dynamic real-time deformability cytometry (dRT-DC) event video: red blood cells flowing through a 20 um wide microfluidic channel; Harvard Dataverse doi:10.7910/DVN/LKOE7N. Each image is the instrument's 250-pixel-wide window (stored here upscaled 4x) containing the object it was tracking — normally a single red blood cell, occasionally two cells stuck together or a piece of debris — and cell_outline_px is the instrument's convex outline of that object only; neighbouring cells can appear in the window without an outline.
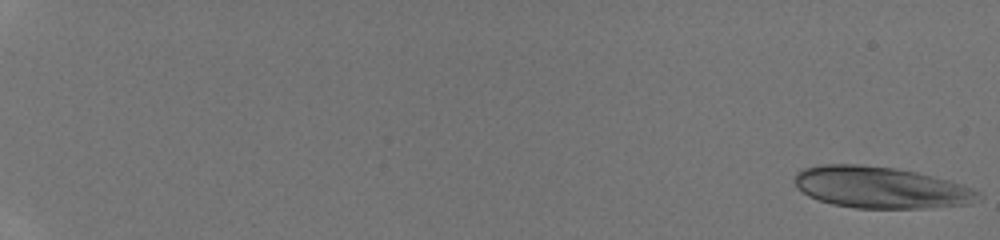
{"species": "human", "species_latin": "Homo sapiens", "temperature_condition": "room temperature", "stored_images_in_passage": 47, "camera_frame_rate_fps": 3000, "um_per_image_px": 0.085, "donor": {"sex": "male"}, "frame": {"image": 1, "passage_image": 1, "time_ms": 0.0, "image_size_px": [1000, 240], "cell_outline_px": [[984, 196], [968, 204], [924, 208], [856, 208], [832, 204], [808, 196], [796, 188], [796, 172], [804, 168], [820, 164], [860, 164], [896, 168], [916, 172], [948, 180], [972, 188], [980, 192]], "centroid_in_image_um": [74.85, 15.93], "position_along_channel_um": 10.2, "area_um2": 44.51}}
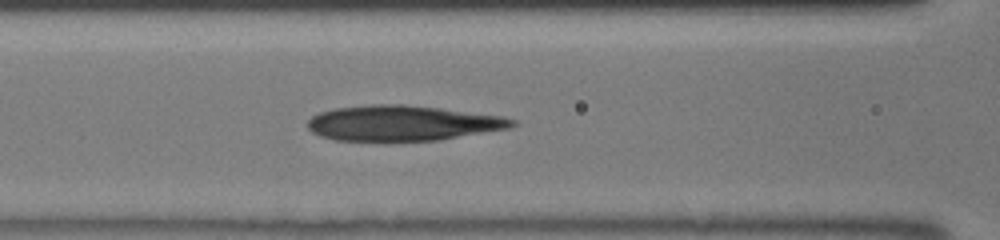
{"frame": {"image": 2, "passage_image": 24, "time_ms": 7.667, "image_size_px": [1000, 240], "cell_outline_px": [[520, 124], [512, 128], [440, 140], [388, 144], [384, 144], [336, 140], [320, 136], [312, 132], [308, 128], [308, 120], [312, 116], [320, 112], [336, 108], [372, 104], [404, 104], [440, 108], [504, 116], [516, 120]], "centroid_in_image_um": [34.24, 10.51], "position_along_channel_um": 132.4, "area_um2": 43.75}}
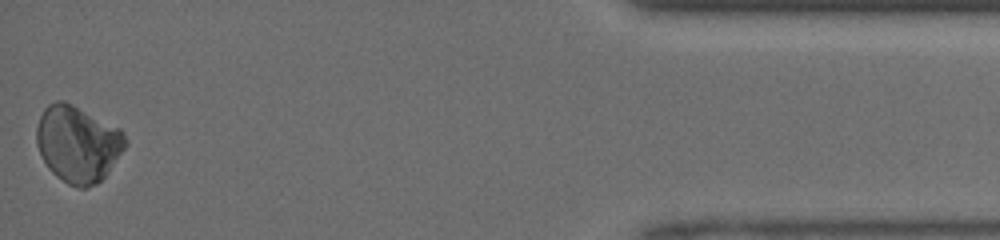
{"frame": {"image": 3, "passage_image": 47, "time_ms": 15.333, "image_size_px": [1000, 240], "cell_outline_px": [[128, 144], [108, 172], [96, 184], [84, 188], [80, 188], [68, 184], [56, 176], [48, 168], [36, 144], [36, 128], [40, 116], [44, 108], [48, 104], [56, 100], [64, 100], [120, 128], [128, 140]], "centroid_in_image_um": [6.61, 12.22], "position_along_channel_um": 428.6, "area_um2": 39.65}}